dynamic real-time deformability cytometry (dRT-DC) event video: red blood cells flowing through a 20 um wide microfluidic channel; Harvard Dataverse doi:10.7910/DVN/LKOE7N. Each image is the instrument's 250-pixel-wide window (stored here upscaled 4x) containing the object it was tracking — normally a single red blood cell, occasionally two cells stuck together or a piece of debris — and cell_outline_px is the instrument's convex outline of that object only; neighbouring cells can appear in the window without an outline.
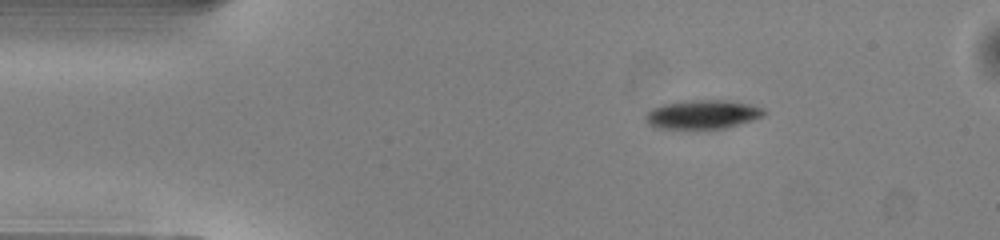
{"species": "common noctule bat (a hibernating species)", "species_latin": "Nyctalus noctula", "temperature_condition": "warm", "stored_images_in_passage": 43, "camera_frame_rate_fps": 3000, "um_per_image_px": 0.085, "animal": {"sex": "male", "body_mass_g": 13.0, "forearm_length_mm": 53.1}, "frame": {"image": 1, "passage_image": 1, "time_ms": 0.0, "image_size_px": [1000, 240], "cell_outline_px": [[764, 112], [760, 116], [724, 128], [692, 132], [656, 128], [648, 124], [648, 112], [652, 108], [664, 104], [684, 100], [724, 100], [748, 104], [760, 108]], "centroid_in_image_um": [59.59, 9.77], "position_along_channel_um": 25.4, "area_um2": 20.11}}
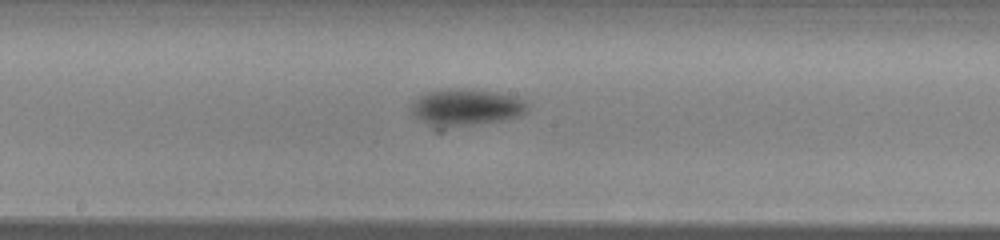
{"frame": {"image": 2, "passage_image": 19, "time_ms": 6.0, "image_size_px": [1000, 240], "cell_outline_px": [[528, 108], [520, 116], [500, 120], [472, 124], [432, 128], [420, 120], [412, 112], [412, 100], [428, 92], [444, 88], [472, 88], [496, 92], [512, 96], [524, 100], [528, 104]], "centroid_in_image_um": [39.58, 9.1], "position_along_channel_um": 208.6, "area_um2": 24.85}}
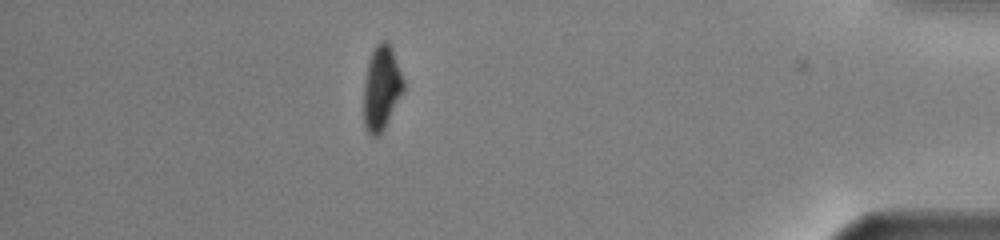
{"frame": {"image": 3, "passage_image": 37, "time_ms": 12.0, "image_size_px": [1000, 240], "cell_outline_px": [[404, 92], [380, 136], [372, 136], [368, 132], [364, 124], [364, 84], [368, 60], [376, 44], [380, 40], [388, 40], [392, 48], [404, 80]], "centroid_in_image_um": [32.44, 7.47], "position_along_channel_um": 402.8, "area_um2": 19.77}, "authors_computed_cell_mechanics": {"area_um2": 21.7906, "velocity_mm_per_s": 4.0834, "shape_relaxation_time_tau1_ms": 1.7584, "shape_relaxation_time_tau2_ms": null, "deformation_change_tau1": 0.1234, "deformation_change_tau2": null}}